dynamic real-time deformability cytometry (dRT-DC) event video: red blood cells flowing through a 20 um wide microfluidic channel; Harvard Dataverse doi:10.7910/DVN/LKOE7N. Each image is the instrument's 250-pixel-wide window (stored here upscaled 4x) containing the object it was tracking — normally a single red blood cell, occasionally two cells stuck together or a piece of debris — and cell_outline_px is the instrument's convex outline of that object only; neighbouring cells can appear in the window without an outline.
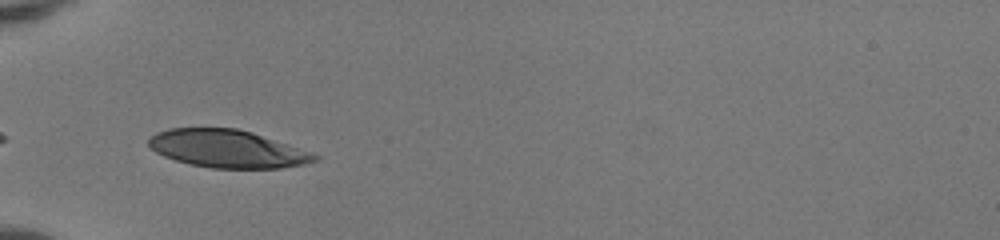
{"species": "human", "species_latin": "Homo sapiens", "temperature_condition": "room temperature", "stored_images_in_passage": 33, "camera_frame_rate_fps": 3000, "um_per_image_px": 0.085, "donor": {"sex": "female"}, "frame": {"image": 1, "passage_image": 1, "time_ms": 0.0, "image_size_px": [1000, 240], "cell_outline_px": [[320, 160], [304, 164], [280, 168], [212, 168], [188, 164], [164, 156], [156, 152], [148, 144], [148, 140], [156, 132], [168, 128], [236, 128], [252, 132], [320, 156]], "centroid_in_image_um": [19.3, 12.65], "position_along_channel_um": 65.7, "area_um2": 36.24}}
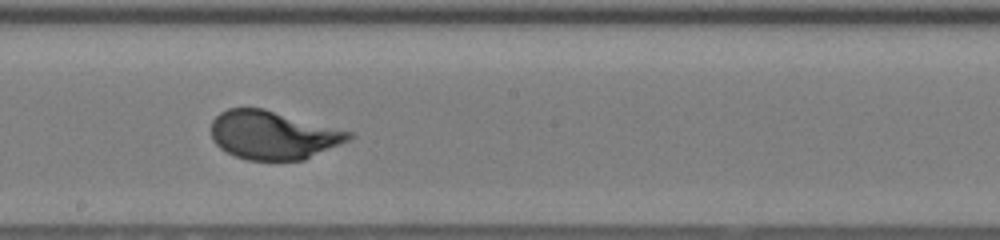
{"frame": {"image": 2, "passage_image": 13, "time_ms": 4.0, "image_size_px": [1000, 240], "cell_outline_px": [[352, 136], [348, 140], [304, 160], [248, 160], [236, 156], [220, 148], [212, 140], [212, 120], [220, 112], [228, 108], [264, 108], [352, 132]], "centroid_in_image_um": [23.18, 11.47], "position_along_channel_um": 225.0, "area_um2": 38.55}}
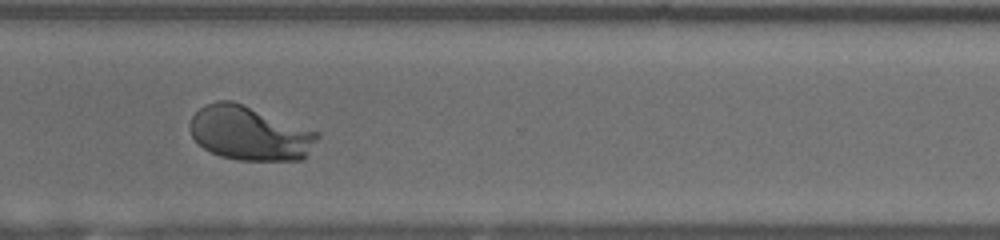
{"frame": {"image": 3, "passage_image": 22, "time_ms": 7.0, "image_size_px": [1000, 240], "cell_outline_px": [[320, 136], [304, 160], [236, 160], [220, 156], [204, 148], [192, 136], [188, 128], [188, 124], [192, 116], [200, 108], [216, 100], [232, 100], [320, 132]], "centroid_in_image_um": [21.23, 11.33], "position_along_channel_um": 349.4, "area_um2": 40.4}, "authors_computed_cell_mechanics": {"area_um2": 39.3618, "velocity_mm_per_s": 4.15, "shape_relaxation_time_tau1_ms": 2.6716, "shape_relaxation_time_tau2_ms": null, "deformation_change_tau1": 0.1799, "deformation_change_tau2": null}}